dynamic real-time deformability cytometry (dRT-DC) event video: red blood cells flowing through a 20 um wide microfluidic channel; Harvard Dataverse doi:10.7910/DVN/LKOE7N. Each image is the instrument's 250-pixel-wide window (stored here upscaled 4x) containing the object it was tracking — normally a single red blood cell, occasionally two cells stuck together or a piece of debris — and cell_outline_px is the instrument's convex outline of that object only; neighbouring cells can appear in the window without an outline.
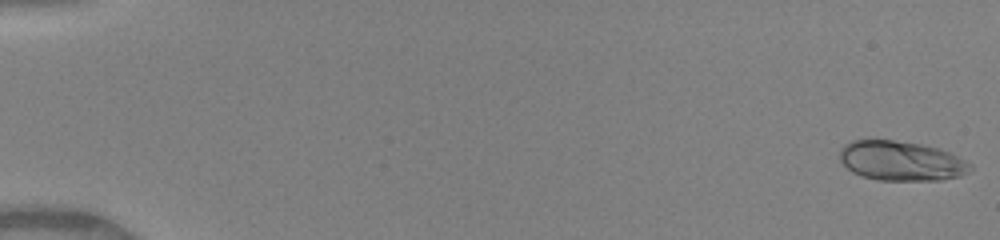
{"species": "human", "species_latin": "Homo sapiens", "temperature_condition": "warm", "stored_images_in_passage": 50, "camera_frame_rate_fps": 3000, "um_per_image_px": 0.085, "donor": {"sex": "female"}, "frame": {"image": 1, "passage_image": 1, "time_ms": 0.0, "image_size_px": [1000, 240], "cell_outline_px": [[972, 168], [968, 172], [960, 176], [940, 180], [876, 180], [860, 176], [852, 172], [840, 160], [840, 148], [844, 144], [852, 140], [892, 140], [920, 144], [940, 148], [952, 152], [972, 164]], "centroid_in_image_um": [76.62, 13.68], "position_along_channel_um": 8.4, "area_um2": 30.4}}
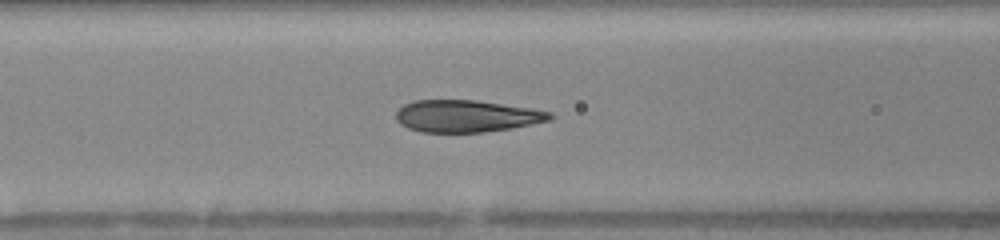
{"frame": {"image": 2, "passage_image": 22, "time_ms": 7.0, "image_size_px": [1000, 240], "cell_outline_px": [[556, 116], [552, 120], [512, 128], [484, 132], [420, 132], [408, 128], [400, 124], [396, 120], [396, 112], [404, 104], [416, 100], [476, 100], [532, 108], [552, 112]], "centroid_in_image_um": [39.69, 9.87], "position_along_channel_um": 126.9, "area_um2": 28.96}}
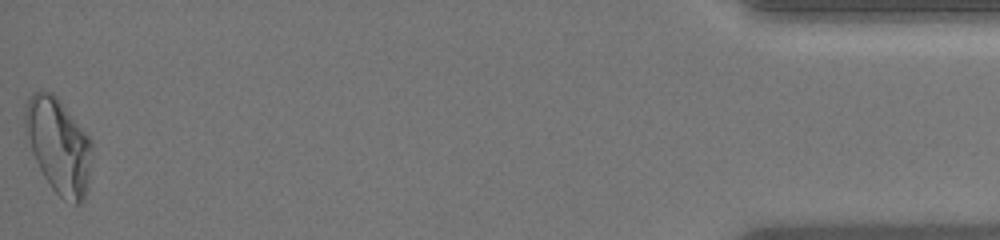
{"frame": {"image": 3, "passage_image": 50, "time_ms": 16.333, "image_size_px": [1000, 240], "cell_outline_px": [[92, 148], [88, 176], [84, 200], [80, 204], [72, 204], [64, 200], [52, 188], [44, 176], [32, 152], [24, 132], [24, 104], [32, 92], [40, 88], [52, 92], [60, 100], [88, 136], [92, 144]], "centroid_in_image_um": [4.93, 12.33], "position_along_channel_um": 430.3, "area_um2": 37.05}, "authors_computed_cell_mechanics": {"area_um2": 29.7092, "velocity_mm_per_s": 4.1276, "shape_relaxation_time_tau1_ms": 4.2672, "shape_relaxation_time_tau2_ms": 0.6935, "deformation_change_tau1": 0.1924, "deformation_change_tau2": 0.0525}}